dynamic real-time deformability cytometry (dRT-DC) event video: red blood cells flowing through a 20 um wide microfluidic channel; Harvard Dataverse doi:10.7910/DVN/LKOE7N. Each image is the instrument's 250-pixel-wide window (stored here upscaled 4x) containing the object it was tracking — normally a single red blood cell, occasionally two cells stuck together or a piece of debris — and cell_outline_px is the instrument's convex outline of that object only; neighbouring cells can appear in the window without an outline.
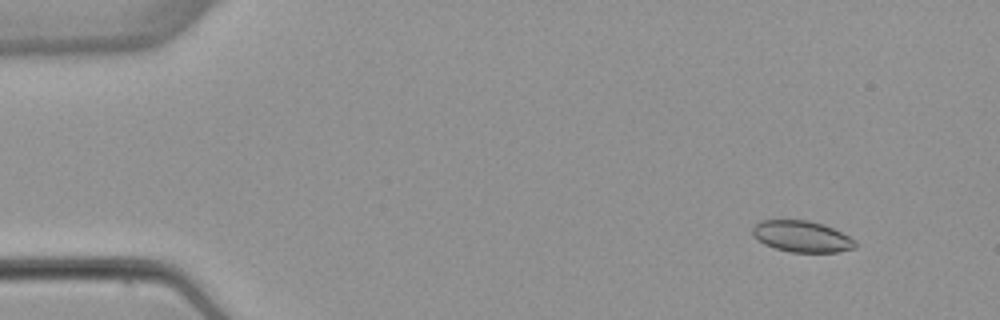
{"species": "common noctule bat (a hibernating species)", "species_latin": "Nyctalus noctula", "temperature_condition": "warm", "stored_images_in_passage": 4, "camera_frame_rate_fps": 3000, "um_per_image_px": 0.085, "animal": {"sex": "female", "body_mass_g": 22.7, "forearm_length_mm": 54.2}, "frame": {"image": 1, "passage_image": 2, "time_ms": 1.0, "image_size_px": [1000, 320], "cell_outline_px": [[856, 248], [836, 252], [792, 252], [776, 248], [764, 244], [752, 236], [752, 228], [760, 220], [808, 220], [824, 224], [856, 240]], "centroid_in_image_um": [68.14, 20.09], "position_along_channel_um": 16.9, "area_um2": 18.73}}